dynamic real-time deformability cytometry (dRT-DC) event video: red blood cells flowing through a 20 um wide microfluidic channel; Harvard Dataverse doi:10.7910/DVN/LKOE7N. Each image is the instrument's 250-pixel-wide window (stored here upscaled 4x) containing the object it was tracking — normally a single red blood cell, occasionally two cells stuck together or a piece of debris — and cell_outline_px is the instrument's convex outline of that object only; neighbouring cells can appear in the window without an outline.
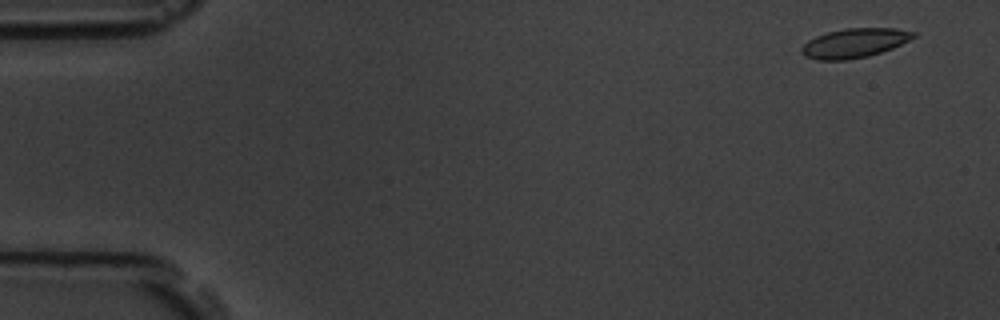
{"species": "common noctule bat (a hibernating species)", "species_latin": "Nyctalus noctula", "temperature_condition": "room temperature", "stored_images_in_passage": 5, "camera_frame_rate_fps": 3000, "um_per_image_px": 0.085, "animal": {"sex": "male", "body_mass_g": 19.5, "forearm_length_mm": 54.6}, "frame": {"image": 1, "passage_image": 1, "time_ms": 0.0, "image_size_px": [1000, 320], "cell_outline_px": [[916, 36], [892, 48], [868, 56], [844, 60], [816, 60], [804, 56], [800, 52], [800, 48], [808, 40], [816, 36], [828, 32], [844, 28], [896, 28], [916, 32]], "centroid_in_image_um": [72.59, 3.66], "position_along_channel_um": 12.4, "area_um2": 19.07}}
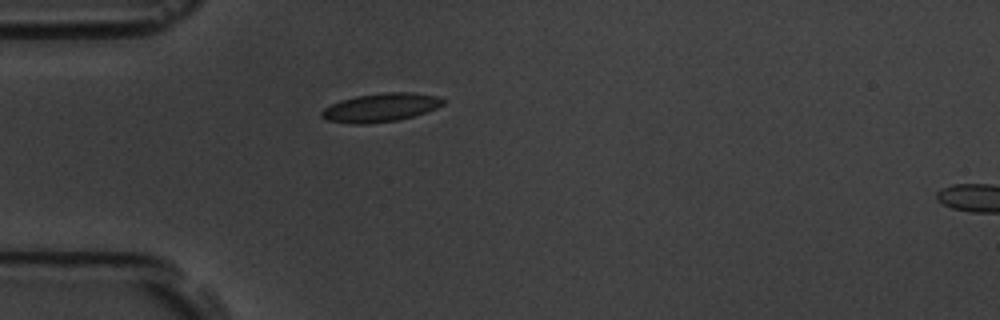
{"frame": {"image": 2, "passage_image": 4, "time_ms": 4.333, "image_size_px": [1000, 320], "cell_outline_px": [[448, 100], [444, 104], [436, 108], [412, 116], [396, 120], [364, 124], [352, 124], [328, 120], [320, 116], [320, 112], [324, 108], [340, 100], [356, 96], [384, 92], [412, 92], [440, 96]], "centroid_in_image_um": [32.38, 9.12], "position_along_channel_um": 52.6, "area_um2": 20.23}}